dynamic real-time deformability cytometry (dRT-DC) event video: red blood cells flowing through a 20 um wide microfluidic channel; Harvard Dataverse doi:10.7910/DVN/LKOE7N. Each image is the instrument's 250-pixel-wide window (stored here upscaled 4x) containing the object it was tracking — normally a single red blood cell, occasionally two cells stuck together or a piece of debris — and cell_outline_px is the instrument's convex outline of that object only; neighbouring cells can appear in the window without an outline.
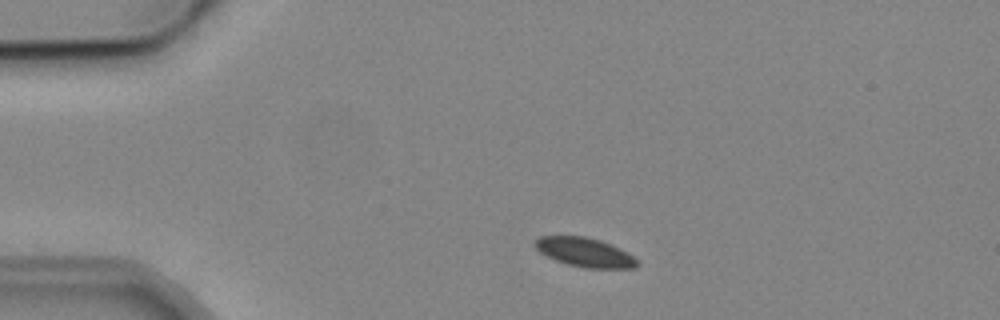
{"species": "common noctule bat (a hibernating species)", "species_latin": "Nyctalus noctula", "temperature_condition": "cold", "stored_images_in_passage": 2, "camera_frame_rate_fps": 3000, "um_per_image_px": 0.085, "animal": {"sex": "male", "body_mass_g": 19.2, "forearm_length_mm": 51.8}, "frame": {"image": 1, "passage_image": 1, "time_ms": 0.0, "image_size_px": [1000, 320], "cell_outline_px": [[640, 260], [632, 268], [584, 268], [568, 264], [556, 260], [540, 252], [532, 244], [540, 236], [584, 236], [600, 240]], "centroid_in_image_um": [49.65, 21.44], "position_along_channel_um": 35.3, "area_um2": 16.94}}